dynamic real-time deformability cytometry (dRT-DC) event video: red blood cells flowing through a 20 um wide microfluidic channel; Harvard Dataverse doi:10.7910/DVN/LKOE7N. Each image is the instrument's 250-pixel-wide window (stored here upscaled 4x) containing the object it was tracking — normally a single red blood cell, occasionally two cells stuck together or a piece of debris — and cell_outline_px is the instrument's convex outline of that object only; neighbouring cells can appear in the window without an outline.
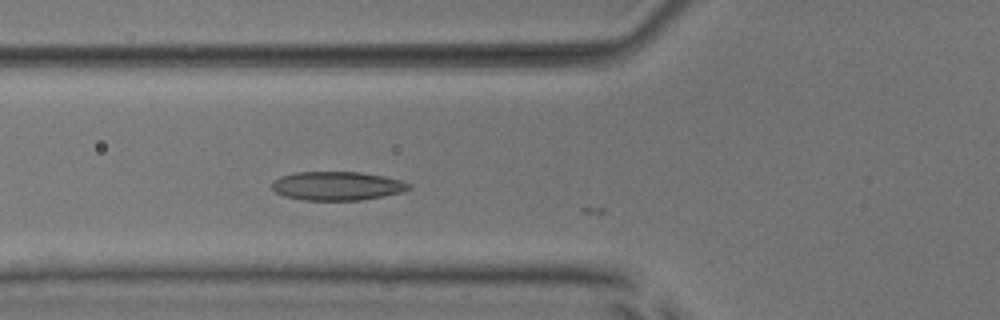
{"species": "common noctule bat (a hibernating species)", "species_latin": "Nyctalus noctula", "temperature_condition": "room temperature", "stored_images_in_passage": 5, "camera_frame_rate_fps": 3000, "um_per_image_px": 0.085, "animal": {"sex": "male", "body_mass_g": 17.9, "forearm_length_mm": 54.2}, "frame": {"image": 1, "passage_image": 4, "time_ms": 1.0, "image_size_px": [1000, 320], "cell_outline_px": [[412, 188], [400, 192], [360, 200], [304, 200], [284, 196], [276, 192], [272, 188], [272, 180], [280, 176], [296, 172], [360, 172], [384, 176], [400, 180], [412, 184]], "centroid_in_image_um": [28.63, 15.79], "position_along_channel_um": 97.2, "area_um2": 22.89}}